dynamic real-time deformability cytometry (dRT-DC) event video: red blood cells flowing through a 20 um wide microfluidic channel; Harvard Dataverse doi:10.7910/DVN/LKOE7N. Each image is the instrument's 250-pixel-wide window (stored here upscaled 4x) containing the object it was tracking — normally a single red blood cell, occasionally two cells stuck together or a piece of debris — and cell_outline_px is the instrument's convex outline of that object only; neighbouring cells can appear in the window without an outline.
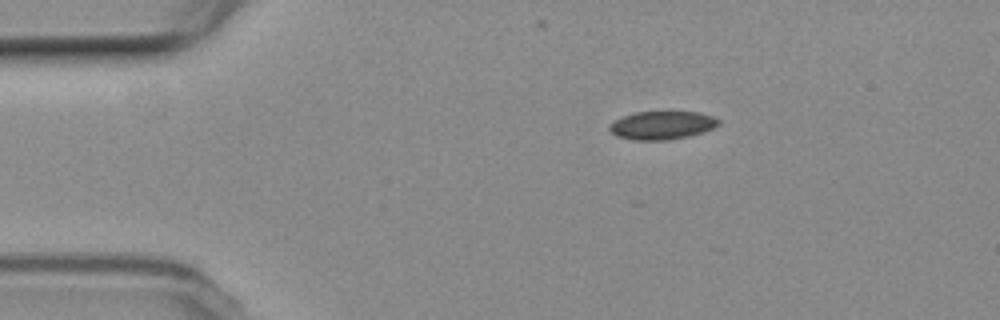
{"species": "common noctule bat (a hibernating species)", "species_latin": "Nyctalus noctula", "temperature_condition": "room temperature", "stored_images_in_passage": 4, "camera_frame_rate_fps": 3000, "um_per_image_px": 0.085, "animal": {"sex": "female", "body_mass_g": 19.3, "forearm_length_mm": 54.1}, "frame": {"image": 1, "passage_image": 1, "time_ms": 0.0, "image_size_px": [1000, 320], "cell_outline_px": [[720, 124], [704, 132], [688, 136], [668, 140], [632, 140], [616, 136], [608, 128], [608, 124], [624, 116], [636, 112], [700, 112], [712, 116], [720, 120]], "centroid_in_image_um": [56.27, 10.65], "position_along_channel_um": 28.7, "area_um2": 17.98}}
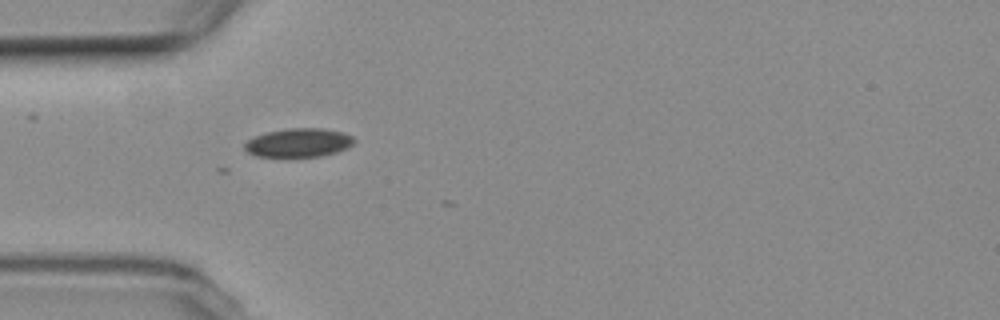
{"frame": {"image": 2, "passage_image": 3, "time_ms": 2.333, "image_size_px": [1000, 320], "cell_outline_px": [[356, 140], [352, 144], [336, 152], [320, 156], [288, 160], [256, 156], [248, 152], [244, 148], [244, 144], [248, 140], [256, 136], [268, 132], [288, 128], [324, 128], [344, 132], [352, 136]], "centroid_in_image_um": [25.35, 12.17], "position_along_channel_um": 59.6, "area_um2": 19.02}}